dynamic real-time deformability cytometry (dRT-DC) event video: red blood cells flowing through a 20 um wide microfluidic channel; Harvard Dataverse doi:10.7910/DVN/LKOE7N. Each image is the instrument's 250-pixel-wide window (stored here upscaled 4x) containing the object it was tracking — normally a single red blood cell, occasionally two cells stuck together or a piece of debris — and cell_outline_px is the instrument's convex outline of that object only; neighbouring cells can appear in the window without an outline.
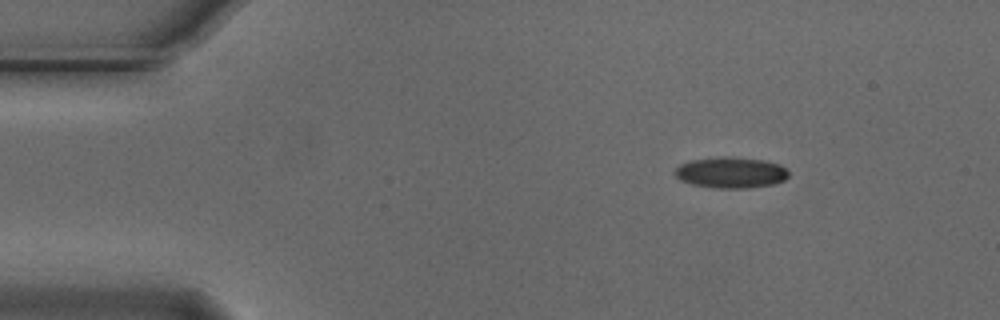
{"species": "Egyptian fruit bat (a non-hibernating species)", "species_latin": "Rousettus aegyptiacus", "temperature_condition": "cold", "stored_images_in_passage": 4, "camera_frame_rate_fps": 3000, "um_per_image_px": 0.085, "animal": {"sex": "male"}, "frame": {"image": 1, "passage_image": 1, "time_ms": 0.0, "image_size_px": [1000, 320], "cell_outline_px": [[788, 176], [784, 180], [776, 184], [748, 188], [716, 188], [692, 184], [680, 180], [672, 172], [680, 164], [692, 160], [724, 156], [764, 160], [780, 164], [788, 172]], "centroid_in_image_um": [62.12, 14.67], "position_along_channel_um": 22.9, "area_um2": 20.58}}
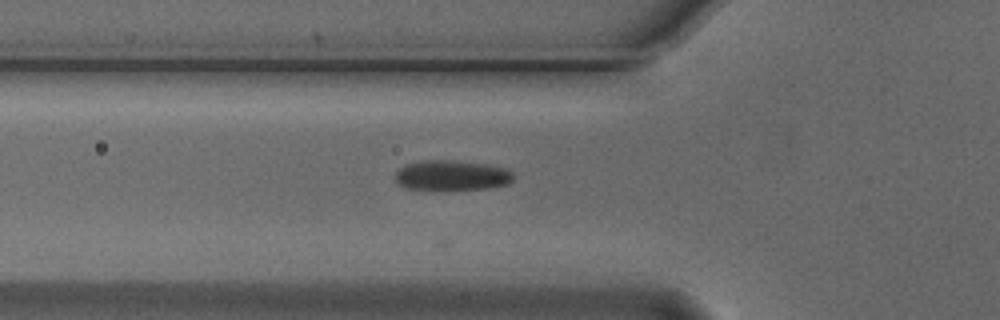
{"frame": {"image": 2, "passage_image": 4, "time_ms": 1.0, "image_size_px": [1000, 320], "cell_outline_px": [[516, 176], [508, 184], [488, 188], [448, 192], [444, 192], [404, 188], [392, 176], [404, 164], [420, 160], [456, 160], [488, 164], [508, 168]], "centroid_in_image_um": [38.39, 14.93], "position_along_channel_um": 87.4, "area_um2": 21.96}}